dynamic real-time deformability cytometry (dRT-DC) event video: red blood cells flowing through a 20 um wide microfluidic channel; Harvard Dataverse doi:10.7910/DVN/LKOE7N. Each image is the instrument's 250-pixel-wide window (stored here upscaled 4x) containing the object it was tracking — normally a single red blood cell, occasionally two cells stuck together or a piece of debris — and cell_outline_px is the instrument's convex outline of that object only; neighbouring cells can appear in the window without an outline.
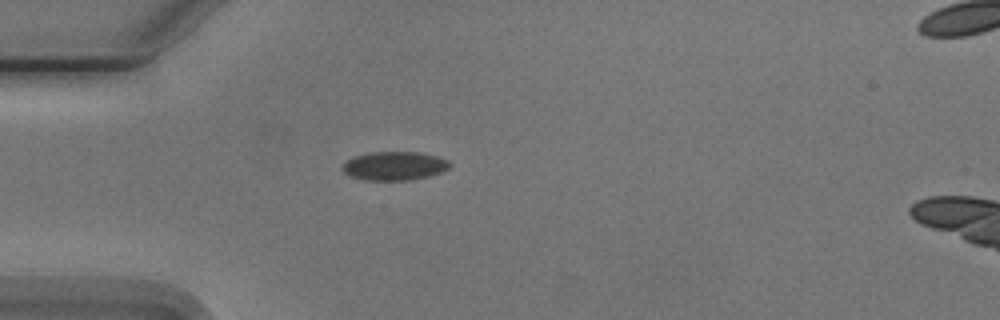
{"species": "Egyptian fruit bat (a non-hibernating species)", "species_latin": "Rousettus aegyptiacus", "temperature_condition": "cold", "stored_images_in_passage": 5, "camera_frame_rate_fps": 3000, "um_per_image_px": 0.085, "animal": {"sex": "male"}, "frame": {"image": 1, "passage_image": 4, "time_ms": 4.333, "image_size_px": [1000, 320], "cell_outline_px": [[452, 164], [448, 168], [440, 172], [428, 176], [412, 180], [364, 180], [352, 176], [344, 172], [340, 168], [348, 160], [356, 156], [368, 152], [420, 152], [436, 156], [448, 160]], "centroid_in_image_um": [33.53, 14.1], "position_along_channel_um": 51.5, "area_um2": 17.86}}